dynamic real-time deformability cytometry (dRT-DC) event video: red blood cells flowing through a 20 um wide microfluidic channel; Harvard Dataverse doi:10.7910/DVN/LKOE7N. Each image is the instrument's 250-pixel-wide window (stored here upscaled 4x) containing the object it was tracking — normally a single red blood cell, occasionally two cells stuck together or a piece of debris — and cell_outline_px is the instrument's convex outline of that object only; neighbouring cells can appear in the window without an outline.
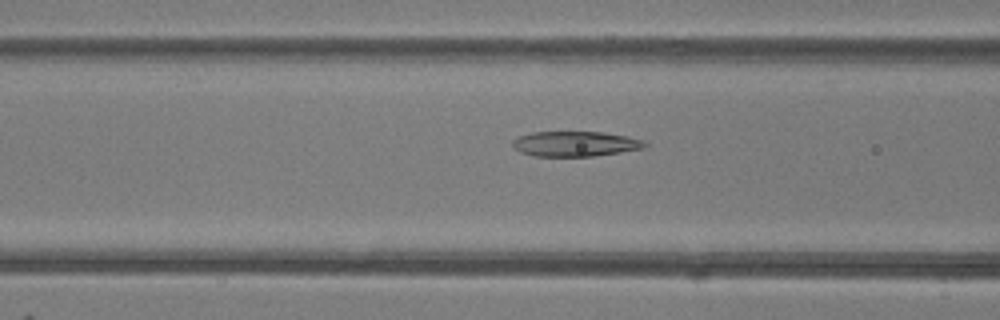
{"species": "common noctule bat (a hibernating species)", "species_latin": "Nyctalus noctula", "temperature_condition": "room temperature", "stored_images_in_passage": 34, "camera_frame_rate_fps": 3000, "um_per_image_px": 0.085, "animal": {"sex": "female"}, "frame": {"image": 1, "passage_image": 5, "time_ms": 1.333, "image_size_px": [1000, 320], "cell_outline_px": [[648, 144], [644, 148], [620, 152], [592, 156], [532, 156], [520, 152], [512, 148], [512, 140], [520, 136], [532, 132], [604, 132], [628, 136], [644, 140]], "centroid_in_image_um": [48.88, 12.22], "position_along_channel_um": 117.7, "area_um2": 19.48}}
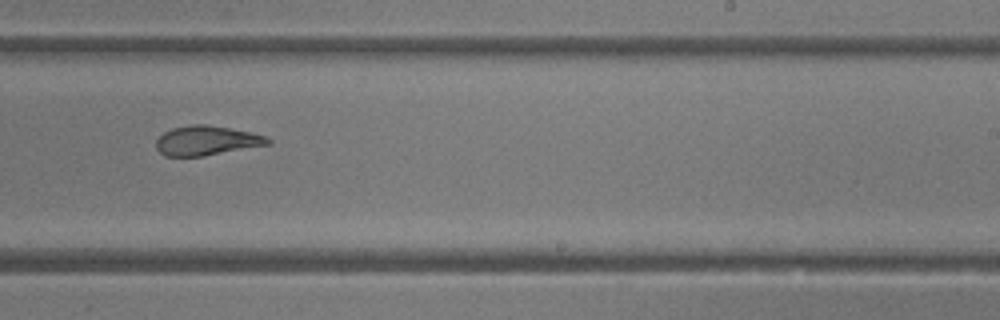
{"frame": {"image": 2, "passage_image": 16, "time_ms": 5.0, "image_size_px": [1000, 320], "cell_outline_px": [[272, 144], [204, 156], [164, 156], [156, 148], [156, 140], [164, 132], [172, 128], [192, 124], [204, 124], [228, 128], [248, 132], [264, 136], [272, 140]], "centroid_in_image_um": [17.55, 11.96], "position_along_channel_um": 271.5, "area_um2": 19.13}}
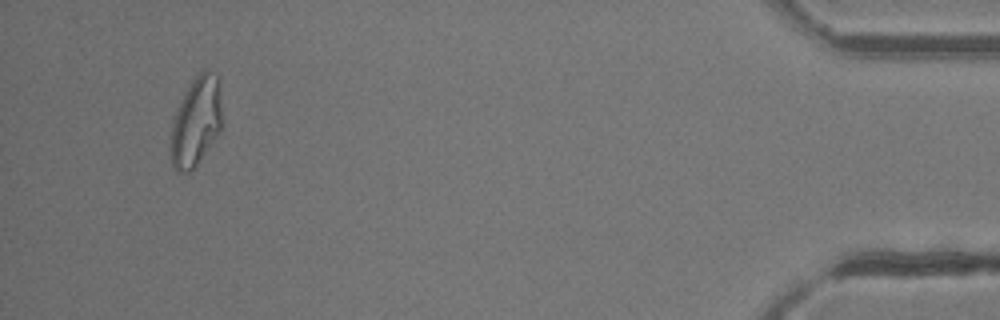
{"frame": {"image": 3, "passage_image": 32, "time_ms": 10.333, "image_size_px": [1000, 320], "cell_outline_px": [[224, 128], [196, 168], [188, 172], [180, 172], [172, 164], [168, 144], [176, 112], [180, 100], [184, 92], [192, 80], [204, 68], [208, 68], [216, 72], [220, 80]], "centroid_in_image_um": [16.73, 10.32], "position_along_channel_um": 418.5, "area_um2": 28.03}, "authors_computed_cell_mechanics": {"area_um2": 20.2878, "velocity_mm_per_s": 4.2059, "shape_relaxation_time_tau1_ms": null, "shape_relaxation_time_tau2_ms": 1.9716, "deformation_change_tau1": null, "deformation_change_tau2": 0.1004}}